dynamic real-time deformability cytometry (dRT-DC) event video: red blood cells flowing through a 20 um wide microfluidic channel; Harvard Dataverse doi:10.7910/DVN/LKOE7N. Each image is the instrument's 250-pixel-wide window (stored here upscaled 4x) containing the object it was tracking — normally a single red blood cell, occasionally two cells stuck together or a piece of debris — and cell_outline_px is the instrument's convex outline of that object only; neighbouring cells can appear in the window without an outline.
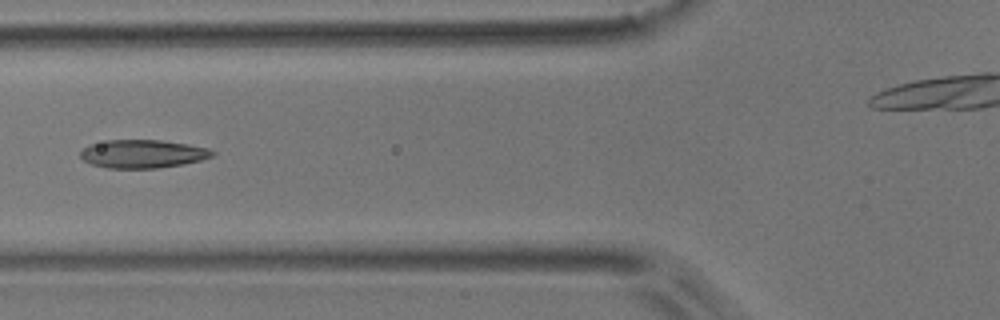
{"species": "common noctule bat (a hibernating species)", "species_latin": "Nyctalus noctula", "temperature_condition": "room temperature", "stored_images_in_passage": 8, "camera_frame_rate_fps": 3000, "um_per_image_px": 0.085, "animal": {"sex": "male", "body_mass_g": 17.9}, "frame": {"image": 1, "passage_image": 4, "time_ms": 1.0, "image_size_px": [1000, 320], "cell_outline_px": [[216, 152], [212, 156], [200, 160], [184, 164], [156, 168], [108, 168], [92, 164], [84, 160], [80, 156], [80, 152], [88, 144], [108, 140], [160, 140], [188, 144], [208, 148]], "centroid_in_image_um": [12.12, 13.07], "position_along_channel_um": 113.7, "area_um2": 21.68}}
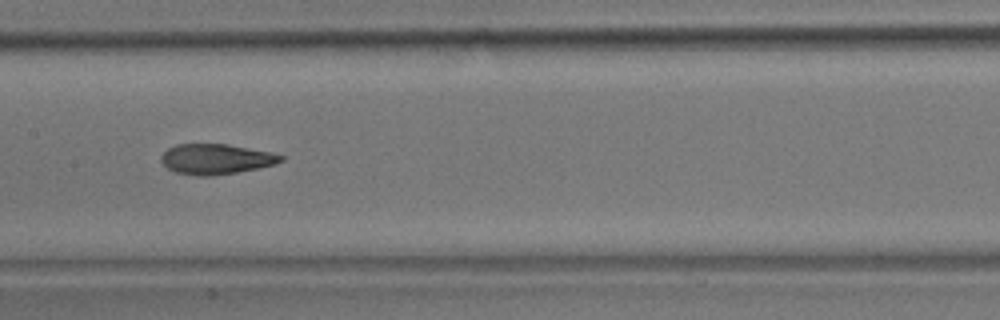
{"frame": {"image": 2, "passage_image": 6, "time_ms": 1.667, "image_size_px": [1000, 320], "cell_outline_px": [[284, 160], [276, 164], [236, 172], [208, 176], [196, 176], [176, 172], [168, 168], [160, 160], [160, 156], [168, 148], [176, 144], [228, 144], [268, 152], [284, 156]], "centroid_in_image_um": [18.33, 13.52], "position_along_channel_um": 189.1, "area_um2": 20.92}}
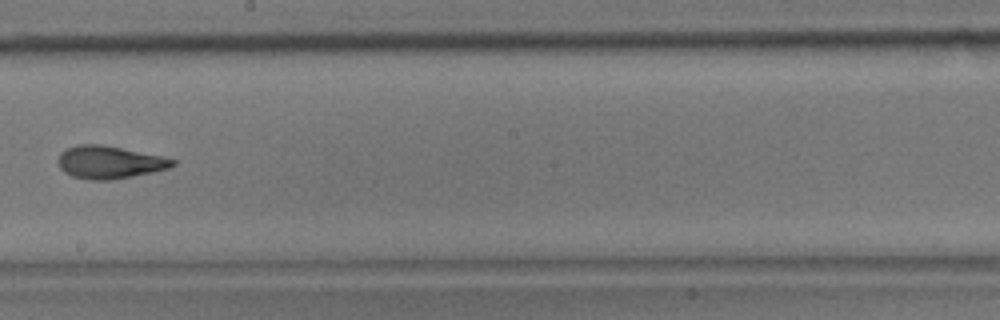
{"frame": {"image": 3, "passage_image": 7, "time_ms": 2.0, "image_size_px": [1000, 320], "cell_outline_px": [[176, 164], [168, 168], [152, 172], [112, 180], [88, 180], [72, 176], [64, 172], [60, 168], [56, 160], [60, 152], [64, 148], [76, 144], [100, 144], [160, 156], [176, 160]], "centroid_in_image_um": [9.22, 13.79], "position_along_channel_um": 239.0, "area_um2": 21.85}}